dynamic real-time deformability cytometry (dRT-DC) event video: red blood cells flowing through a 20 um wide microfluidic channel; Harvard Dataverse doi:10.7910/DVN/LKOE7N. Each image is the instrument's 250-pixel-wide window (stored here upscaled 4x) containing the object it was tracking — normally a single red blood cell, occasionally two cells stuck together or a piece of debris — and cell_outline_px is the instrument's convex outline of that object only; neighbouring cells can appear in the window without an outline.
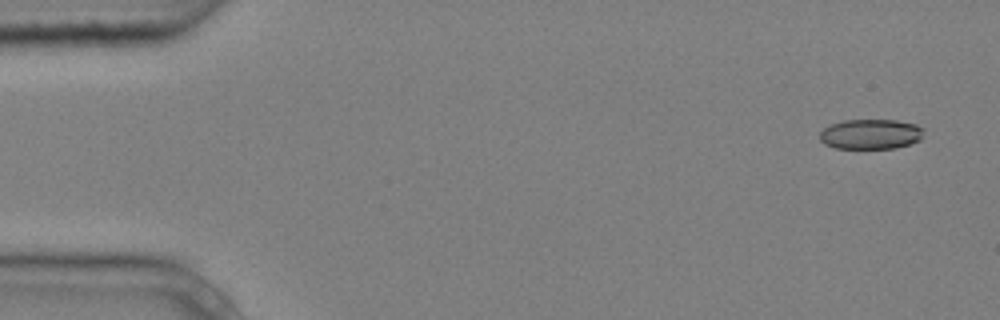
{"species": "common noctule bat (a hibernating species)", "species_latin": "Nyctalus noctula", "temperature_condition": "cold", "stored_images_in_passage": 5, "segment_of_instrument_passage": [1, 2], "camera_frame_rate_fps": 3000, "um_per_image_px": 0.085, "animal": {"sex": "male", "body_mass_g": 20.4}, "frame": {"image": 1, "passage_image": 1, "time_ms": 0.0, "image_size_px": [1000, 320], "cell_outline_px": [[924, 128], [920, 140], [896, 148], [836, 148], [824, 144], [820, 140], [820, 132], [824, 128], [832, 124], [844, 120], [896, 120], [916, 124]], "centroid_in_image_um": [74.01, 11.4], "position_along_channel_um": 11.0, "area_um2": 18.15}}
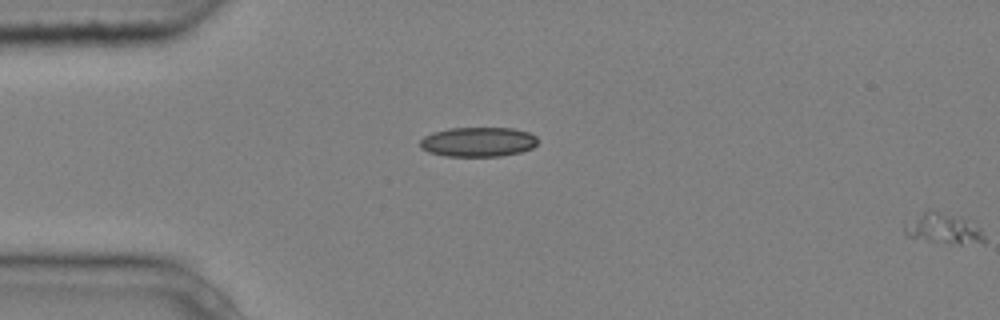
{"frame": {"image": 2, "passage_image": 4, "time_ms": 1.0, "image_size_px": [1000, 320], "cell_outline_px": [[536, 144], [532, 148], [520, 152], [500, 156], [444, 156], [428, 152], [420, 148], [420, 140], [424, 136], [432, 132], [448, 128], [512, 128], [528, 132], [536, 136]], "centroid_in_image_um": [40.59, 12.06], "position_along_channel_um": 44.4, "area_um2": 20.35}}